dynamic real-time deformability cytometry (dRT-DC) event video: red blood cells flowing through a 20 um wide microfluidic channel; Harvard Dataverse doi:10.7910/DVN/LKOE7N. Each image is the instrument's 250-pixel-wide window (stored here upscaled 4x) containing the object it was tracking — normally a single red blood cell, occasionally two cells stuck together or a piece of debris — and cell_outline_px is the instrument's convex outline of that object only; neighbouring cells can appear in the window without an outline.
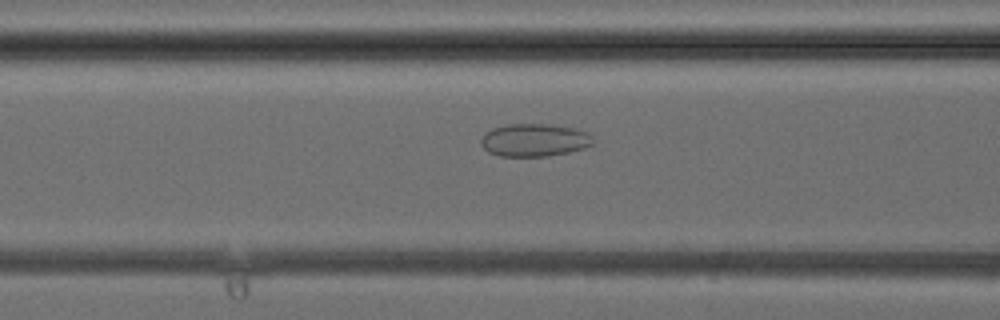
{"species": "common noctule bat (a hibernating species)", "species_latin": "Nyctalus noctula", "temperature_condition": "cold", "stored_images_in_passage": 30, "camera_frame_rate_fps": 3000, "um_per_image_px": 0.085, "animal": {"sex": "female", "body_mass_g": 24.6, "forearm_length_mm": 56.2}, "frame": {"image": 1, "passage_image": 12, "time_ms": 3.667, "image_size_px": [1000, 320], "cell_outline_px": [[592, 144], [584, 148], [568, 152], [548, 156], [500, 156], [488, 152], [480, 144], [480, 140], [492, 128], [508, 124], [548, 124], [576, 128], [588, 132], [592, 136]], "centroid_in_image_um": [45.43, 11.9], "position_along_channel_um": 121.2, "area_um2": 21.39}}
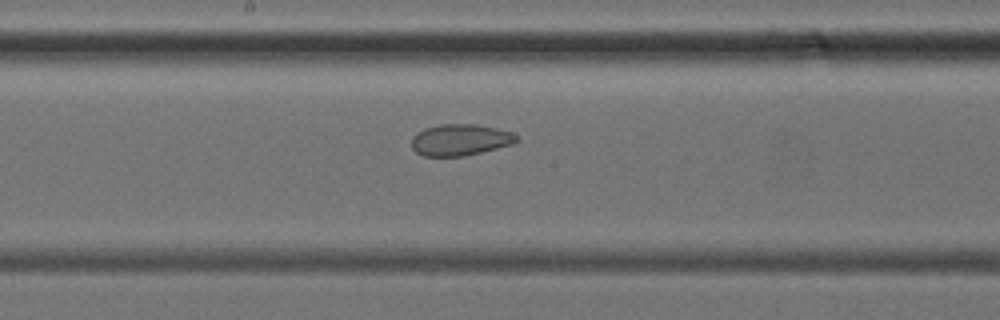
{"frame": {"image": 2, "passage_image": 17, "time_ms": 5.333, "image_size_px": [1000, 320], "cell_outline_px": [[520, 140], [512, 144], [464, 156], [424, 156], [416, 152], [412, 148], [412, 136], [416, 132], [424, 128], [440, 124], [476, 124], [496, 128], [512, 132], [520, 136]], "centroid_in_image_um": [39.12, 11.88], "position_along_channel_um": 209.1, "area_um2": 19.36}}
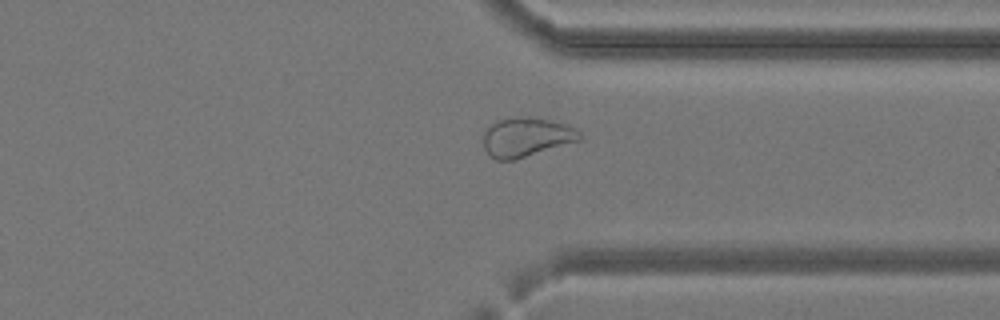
{"frame": {"image": 3, "passage_image": 26, "time_ms": 8.333, "image_size_px": [1000, 320], "cell_outline_px": [[584, 136], [580, 140], [512, 160], [496, 160], [484, 148], [484, 132], [492, 124], [508, 116], [516, 116], [548, 120], [564, 124], [580, 132]], "centroid_in_image_um": [44.72, 11.65], "position_along_channel_um": 366.7, "area_um2": 21.5}}